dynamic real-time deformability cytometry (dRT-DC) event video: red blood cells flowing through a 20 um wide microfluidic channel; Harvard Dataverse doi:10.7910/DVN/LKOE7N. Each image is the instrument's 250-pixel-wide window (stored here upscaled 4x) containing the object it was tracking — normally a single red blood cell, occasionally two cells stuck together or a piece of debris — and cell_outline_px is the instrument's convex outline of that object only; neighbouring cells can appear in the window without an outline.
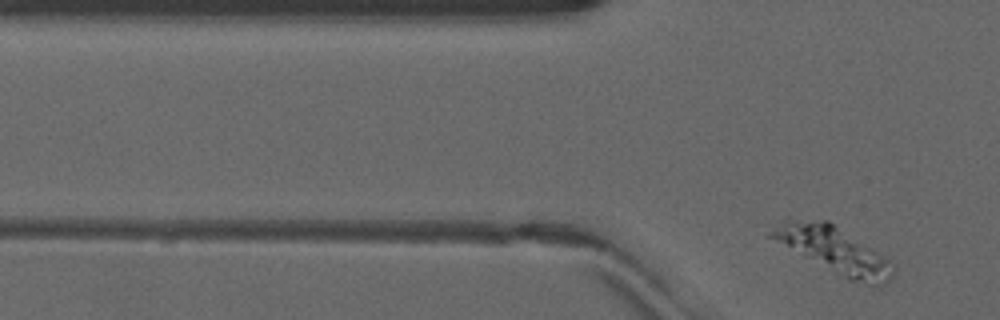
{"species": "common noctule bat (a hibernating species)", "species_latin": "Nyctalus noctula", "temperature_condition": "warm", "stored_images_in_passage": 4, "camera_frame_rate_fps": 3000, "um_per_image_px": 0.085, "animal": {"sex": "male", "forearm_length_mm": 52.5}, "frame": {"image": 1, "passage_image": 4, "time_ms": 1.0, "image_size_px": [1000, 320], "cell_outline_px": [[896, 272], [880, 288], [848, 280], [804, 256], [768, 236], [768, 232], [772, 228], [784, 220], [828, 220], [888, 256], [896, 264]], "centroid_in_image_um": [71.04, 21.29], "position_along_channel_um": 54.8, "area_um2": 33.0}}